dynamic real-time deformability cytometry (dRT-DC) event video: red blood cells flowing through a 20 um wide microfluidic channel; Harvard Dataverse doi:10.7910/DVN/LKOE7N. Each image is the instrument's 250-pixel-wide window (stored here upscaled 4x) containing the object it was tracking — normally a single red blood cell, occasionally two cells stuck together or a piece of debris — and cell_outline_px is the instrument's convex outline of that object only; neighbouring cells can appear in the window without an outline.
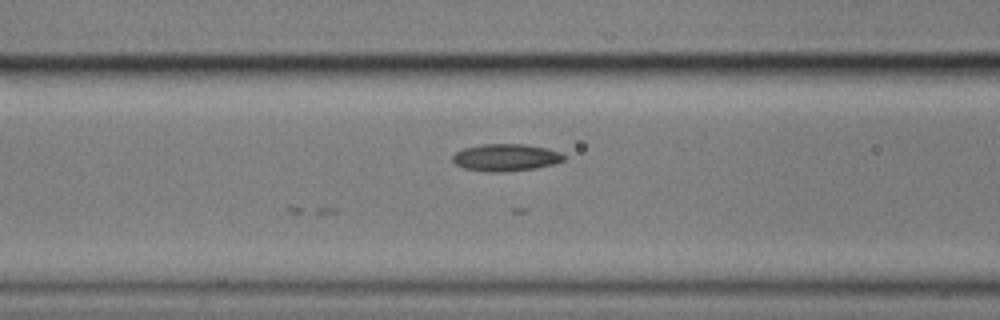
{"species": "common noctule bat (a hibernating species)", "species_latin": "Nyctalus noctula", "temperature_condition": "cold", "stored_images_in_passage": 9, "camera_frame_rate_fps": 3000, "um_per_image_px": 0.085, "animal": {"sex": "male", "body_mass_g": 17.9}, "frame": {"image": 1, "passage_image": 9, "time_ms": 2.667, "image_size_px": [1000, 320], "cell_outline_px": [[564, 160], [556, 164], [536, 168], [504, 172], [484, 172], [464, 168], [456, 164], [452, 160], [452, 156], [456, 152], [464, 148], [484, 144], [524, 144], [548, 148], [560, 152], [564, 156]], "centroid_in_image_um": [43.0, 13.39], "position_along_channel_um": 123.6, "area_um2": 17.74}}